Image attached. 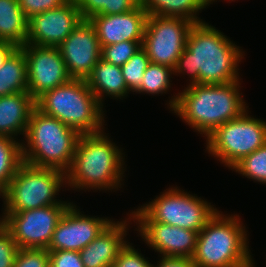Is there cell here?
Listing matches in <instances>:
<instances>
[{
  "instance_id": "1",
  "label": "cell",
  "mask_w": 266,
  "mask_h": 267,
  "mask_svg": "<svg viewBox=\"0 0 266 267\" xmlns=\"http://www.w3.org/2000/svg\"><path fill=\"white\" fill-rule=\"evenodd\" d=\"M243 53L241 47L206 21L194 23L173 75L187 73L190 78L187 86L239 81L238 66Z\"/></svg>"
},
{
  "instance_id": "2",
  "label": "cell",
  "mask_w": 266,
  "mask_h": 267,
  "mask_svg": "<svg viewBox=\"0 0 266 267\" xmlns=\"http://www.w3.org/2000/svg\"><path fill=\"white\" fill-rule=\"evenodd\" d=\"M240 80L227 84H193L167 105L187 125L207 138L217 127L249 109L240 93Z\"/></svg>"
},
{
  "instance_id": "3",
  "label": "cell",
  "mask_w": 266,
  "mask_h": 267,
  "mask_svg": "<svg viewBox=\"0 0 266 267\" xmlns=\"http://www.w3.org/2000/svg\"><path fill=\"white\" fill-rule=\"evenodd\" d=\"M104 131L80 135L72 164L66 171V185L71 189L86 192L122 188L125 152Z\"/></svg>"
},
{
  "instance_id": "4",
  "label": "cell",
  "mask_w": 266,
  "mask_h": 267,
  "mask_svg": "<svg viewBox=\"0 0 266 267\" xmlns=\"http://www.w3.org/2000/svg\"><path fill=\"white\" fill-rule=\"evenodd\" d=\"M246 226L237 214L217 212L198 233L195 267H254Z\"/></svg>"
},
{
  "instance_id": "5",
  "label": "cell",
  "mask_w": 266,
  "mask_h": 267,
  "mask_svg": "<svg viewBox=\"0 0 266 267\" xmlns=\"http://www.w3.org/2000/svg\"><path fill=\"white\" fill-rule=\"evenodd\" d=\"M79 137L76 130L35 107L24 136L26 141L21 139L23 162L66 172L72 164Z\"/></svg>"
},
{
  "instance_id": "6",
  "label": "cell",
  "mask_w": 266,
  "mask_h": 267,
  "mask_svg": "<svg viewBox=\"0 0 266 267\" xmlns=\"http://www.w3.org/2000/svg\"><path fill=\"white\" fill-rule=\"evenodd\" d=\"M35 105L42 113L57 118L80 135L98 133L105 128L104 106L86 80L70 79L62 86L45 92Z\"/></svg>"
},
{
  "instance_id": "7",
  "label": "cell",
  "mask_w": 266,
  "mask_h": 267,
  "mask_svg": "<svg viewBox=\"0 0 266 267\" xmlns=\"http://www.w3.org/2000/svg\"><path fill=\"white\" fill-rule=\"evenodd\" d=\"M64 185L66 172L56 168L34 167L23 162L0 194L4 202L3 213L61 205L64 201L57 200L56 195Z\"/></svg>"
},
{
  "instance_id": "8",
  "label": "cell",
  "mask_w": 266,
  "mask_h": 267,
  "mask_svg": "<svg viewBox=\"0 0 266 267\" xmlns=\"http://www.w3.org/2000/svg\"><path fill=\"white\" fill-rule=\"evenodd\" d=\"M214 207L196 194H189L175 186L136 210L148 222H160L199 233L217 212Z\"/></svg>"
},
{
  "instance_id": "9",
  "label": "cell",
  "mask_w": 266,
  "mask_h": 267,
  "mask_svg": "<svg viewBox=\"0 0 266 267\" xmlns=\"http://www.w3.org/2000/svg\"><path fill=\"white\" fill-rule=\"evenodd\" d=\"M248 114L246 109L205 138L207 153L230 169L266 143V121Z\"/></svg>"
},
{
  "instance_id": "10",
  "label": "cell",
  "mask_w": 266,
  "mask_h": 267,
  "mask_svg": "<svg viewBox=\"0 0 266 267\" xmlns=\"http://www.w3.org/2000/svg\"><path fill=\"white\" fill-rule=\"evenodd\" d=\"M194 23L181 17L148 15L142 48L150 63L175 68Z\"/></svg>"
},
{
  "instance_id": "11",
  "label": "cell",
  "mask_w": 266,
  "mask_h": 267,
  "mask_svg": "<svg viewBox=\"0 0 266 267\" xmlns=\"http://www.w3.org/2000/svg\"><path fill=\"white\" fill-rule=\"evenodd\" d=\"M72 203L45 206L16 213H2L0 222L19 248L47 249L61 217Z\"/></svg>"
},
{
  "instance_id": "12",
  "label": "cell",
  "mask_w": 266,
  "mask_h": 267,
  "mask_svg": "<svg viewBox=\"0 0 266 267\" xmlns=\"http://www.w3.org/2000/svg\"><path fill=\"white\" fill-rule=\"evenodd\" d=\"M20 49L27 60L28 93L35 101L71 79L59 48L25 44Z\"/></svg>"
},
{
  "instance_id": "13",
  "label": "cell",
  "mask_w": 266,
  "mask_h": 267,
  "mask_svg": "<svg viewBox=\"0 0 266 267\" xmlns=\"http://www.w3.org/2000/svg\"><path fill=\"white\" fill-rule=\"evenodd\" d=\"M82 20L77 1L67 0L29 19L26 44L58 48Z\"/></svg>"
},
{
  "instance_id": "14",
  "label": "cell",
  "mask_w": 266,
  "mask_h": 267,
  "mask_svg": "<svg viewBox=\"0 0 266 267\" xmlns=\"http://www.w3.org/2000/svg\"><path fill=\"white\" fill-rule=\"evenodd\" d=\"M136 223L135 231L160 257L193 256L197 244L198 232L160 222H148L137 210L130 212Z\"/></svg>"
},
{
  "instance_id": "15",
  "label": "cell",
  "mask_w": 266,
  "mask_h": 267,
  "mask_svg": "<svg viewBox=\"0 0 266 267\" xmlns=\"http://www.w3.org/2000/svg\"><path fill=\"white\" fill-rule=\"evenodd\" d=\"M112 221L109 217L84 215L72 202L58 222L47 250L80 252Z\"/></svg>"
},
{
  "instance_id": "16",
  "label": "cell",
  "mask_w": 266,
  "mask_h": 267,
  "mask_svg": "<svg viewBox=\"0 0 266 267\" xmlns=\"http://www.w3.org/2000/svg\"><path fill=\"white\" fill-rule=\"evenodd\" d=\"M58 48L71 79L86 80L101 59V45L89 19H83Z\"/></svg>"
},
{
  "instance_id": "17",
  "label": "cell",
  "mask_w": 266,
  "mask_h": 267,
  "mask_svg": "<svg viewBox=\"0 0 266 267\" xmlns=\"http://www.w3.org/2000/svg\"><path fill=\"white\" fill-rule=\"evenodd\" d=\"M148 13L141 3L122 14L93 15L89 21L95 27L101 47L122 41H143Z\"/></svg>"
},
{
  "instance_id": "18",
  "label": "cell",
  "mask_w": 266,
  "mask_h": 267,
  "mask_svg": "<svg viewBox=\"0 0 266 267\" xmlns=\"http://www.w3.org/2000/svg\"><path fill=\"white\" fill-rule=\"evenodd\" d=\"M129 218L121 221H113L102 232L83 248L79 254L84 267H111L116 260L119 251L128 240ZM128 220V221H127Z\"/></svg>"
},
{
  "instance_id": "19",
  "label": "cell",
  "mask_w": 266,
  "mask_h": 267,
  "mask_svg": "<svg viewBox=\"0 0 266 267\" xmlns=\"http://www.w3.org/2000/svg\"><path fill=\"white\" fill-rule=\"evenodd\" d=\"M35 107V100L28 92L0 97V136L24 137Z\"/></svg>"
},
{
  "instance_id": "20",
  "label": "cell",
  "mask_w": 266,
  "mask_h": 267,
  "mask_svg": "<svg viewBox=\"0 0 266 267\" xmlns=\"http://www.w3.org/2000/svg\"><path fill=\"white\" fill-rule=\"evenodd\" d=\"M86 82L102 106L106 96L123 100L130 94L121 67L103 59L93 67Z\"/></svg>"
},
{
  "instance_id": "21",
  "label": "cell",
  "mask_w": 266,
  "mask_h": 267,
  "mask_svg": "<svg viewBox=\"0 0 266 267\" xmlns=\"http://www.w3.org/2000/svg\"><path fill=\"white\" fill-rule=\"evenodd\" d=\"M28 21L18 0H0V41L21 48L26 44Z\"/></svg>"
},
{
  "instance_id": "22",
  "label": "cell",
  "mask_w": 266,
  "mask_h": 267,
  "mask_svg": "<svg viewBox=\"0 0 266 267\" xmlns=\"http://www.w3.org/2000/svg\"><path fill=\"white\" fill-rule=\"evenodd\" d=\"M27 60L24 52L17 48L0 68V97L28 92Z\"/></svg>"
},
{
  "instance_id": "23",
  "label": "cell",
  "mask_w": 266,
  "mask_h": 267,
  "mask_svg": "<svg viewBox=\"0 0 266 267\" xmlns=\"http://www.w3.org/2000/svg\"><path fill=\"white\" fill-rule=\"evenodd\" d=\"M148 15L181 17L193 23L203 22L198 13L207 7V0H141Z\"/></svg>"
},
{
  "instance_id": "24",
  "label": "cell",
  "mask_w": 266,
  "mask_h": 267,
  "mask_svg": "<svg viewBox=\"0 0 266 267\" xmlns=\"http://www.w3.org/2000/svg\"><path fill=\"white\" fill-rule=\"evenodd\" d=\"M18 138L0 136V194L7 188L23 163L21 142Z\"/></svg>"
},
{
  "instance_id": "25",
  "label": "cell",
  "mask_w": 266,
  "mask_h": 267,
  "mask_svg": "<svg viewBox=\"0 0 266 267\" xmlns=\"http://www.w3.org/2000/svg\"><path fill=\"white\" fill-rule=\"evenodd\" d=\"M174 70L168 66L150 63L144 71L140 87L135 91L137 94L163 95L171 88Z\"/></svg>"
},
{
  "instance_id": "26",
  "label": "cell",
  "mask_w": 266,
  "mask_h": 267,
  "mask_svg": "<svg viewBox=\"0 0 266 267\" xmlns=\"http://www.w3.org/2000/svg\"><path fill=\"white\" fill-rule=\"evenodd\" d=\"M231 170L266 185V143L242 158Z\"/></svg>"
},
{
  "instance_id": "27",
  "label": "cell",
  "mask_w": 266,
  "mask_h": 267,
  "mask_svg": "<svg viewBox=\"0 0 266 267\" xmlns=\"http://www.w3.org/2000/svg\"><path fill=\"white\" fill-rule=\"evenodd\" d=\"M150 64L146 51L140 48L132 57L121 66L123 77L128 90L135 92L141 85L144 71Z\"/></svg>"
},
{
  "instance_id": "28",
  "label": "cell",
  "mask_w": 266,
  "mask_h": 267,
  "mask_svg": "<svg viewBox=\"0 0 266 267\" xmlns=\"http://www.w3.org/2000/svg\"><path fill=\"white\" fill-rule=\"evenodd\" d=\"M143 41H122L112 45L101 47V59L123 66L140 48Z\"/></svg>"
},
{
  "instance_id": "29",
  "label": "cell",
  "mask_w": 266,
  "mask_h": 267,
  "mask_svg": "<svg viewBox=\"0 0 266 267\" xmlns=\"http://www.w3.org/2000/svg\"><path fill=\"white\" fill-rule=\"evenodd\" d=\"M13 267H49V251L44 248H19Z\"/></svg>"
},
{
  "instance_id": "30",
  "label": "cell",
  "mask_w": 266,
  "mask_h": 267,
  "mask_svg": "<svg viewBox=\"0 0 266 267\" xmlns=\"http://www.w3.org/2000/svg\"><path fill=\"white\" fill-rule=\"evenodd\" d=\"M131 244L127 242L119 251L111 267H153V264L142 255L141 251L138 252Z\"/></svg>"
},
{
  "instance_id": "31",
  "label": "cell",
  "mask_w": 266,
  "mask_h": 267,
  "mask_svg": "<svg viewBox=\"0 0 266 267\" xmlns=\"http://www.w3.org/2000/svg\"><path fill=\"white\" fill-rule=\"evenodd\" d=\"M19 247L0 222V267H13Z\"/></svg>"
},
{
  "instance_id": "32",
  "label": "cell",
  "mask_w": 266,
  "mask_h": 267,
  "mask_svg": "<svg viewBox=\"0 0 266 267\" xmlns=\"http://www.w3.org/2000/svg\"><path fill=\"white\" fill-rule=\"evenodd\" d=\"M49 267H84L79 251H49Z\"/></svg>"
},
{
  "instance_id": "33",
  "label": "cell",
  "mask_w": 266,
  "mask_h": 267,
  "mask_svg": "<svg viewBox=\"0 0 266 267\" xmlns=\"http://www.w3.org/2000/svg\"><path fill=\"white\" fill-rule=\"evenodd\" d=\"M67 0H18L22 12L29 20L50 9H54L65 3Z\"/></svg>"
},
{
  "instance_id": "34",
  "label": "cell",
  "mask_w": 266,
  "mask_h": 267,
  "mask_svg": "<svg viewBox=\"0 0 266 267\" xmlns=\"http://www.w3.org/2000/svg\"><path fill=\"white\" fill-rule=\"evenodd\" d=\"M141 0H107L104 8L97 15L122 14L135 9Z\"/></svg>"
},
{
  "instance_id": "35",
  "label": "cell",
  "mask_w": 266,
  "mask_h": 267,
  "mask_svg": "<svg viewBox=\"0 0 266 267\" xmlns=\"http://www.w3.org/2000/svg\"><path fill=\"white\" fill-rule=\"evenodd\" d=\"M77 4L83 19H90L104 8L107 0H77Z\"/></svg>"
},
{
  "instance_id": "36",
  "label": "cell",
  "mask_w": 266,
  "mask_h": 267,
  "mask_svg": "<svg viewBox=\"0 0 266 267\" xmlns=\"http://www.w3.org/2000/svg\"><path fill=\"white\" fill-rule=\"evenodd\" d=\"M156 265L153 267H195L193 261L185 257H160Z\"/></svg>"
},
{
  "instance_id": "37",
  "label": "cell",
  "mask_w": 266,
  "mask_h": 267,
  "mask_svg": "<svg viewBox=\"0 0 266 267\" xmlns=\"http://www.w3.org/2000/svg\"><path fill=\"white\" fill-rule=\"evenodd\" d=\"M17 49V47L9 42L0 41V68L6 59Z\"/></svg>"
},
{
  "instance_id": "38",
  "label": "cell",
  "mask_w": 266,
  "mask_h": 267,
  "mask_svg": "<svg viewBox=\"0 0 266 267\" xmlns=\"http://www.w3.org/2000/svg\"><path fill=\"white\" fill-rule=\"evenodd\" d=\"M228 1H234V0H228ZM236 1V0H235ZM213 2H217V0H207V6H209L210 4H212Z\"/></svg>"
}]
</instances>
